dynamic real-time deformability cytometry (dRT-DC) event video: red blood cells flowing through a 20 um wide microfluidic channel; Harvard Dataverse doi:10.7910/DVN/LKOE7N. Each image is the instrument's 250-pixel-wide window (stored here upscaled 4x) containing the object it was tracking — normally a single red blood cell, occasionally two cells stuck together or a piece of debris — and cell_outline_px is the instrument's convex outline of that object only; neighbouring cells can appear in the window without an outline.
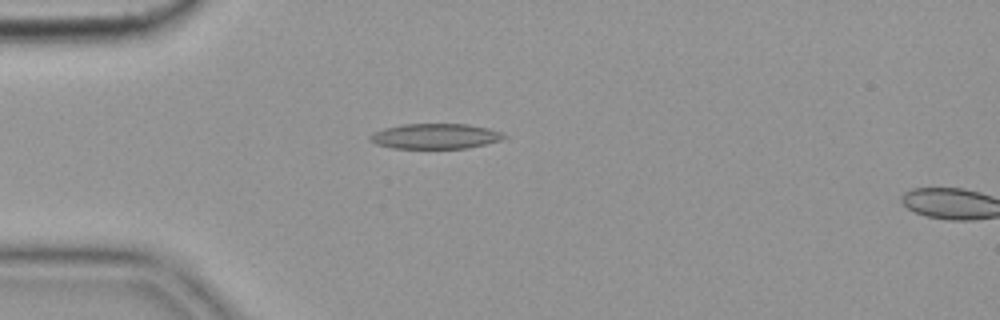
{"species": "common noctule bat (a hibernating species)", "species_latin": "Nyctalus noctula", "temperature_condition": "cold", "stored_images_in_passage": 17, "camera_frame_rate_fps": 3000, "um_per_image_px": 0.085, "animal": {"sex": "female", "body_mass_g": 19.9}, "frame": {"image": 1, "passage_image": 15, "time_ms": 4.667, "image_size_px": [1000, 320], "cell_outline_px": [[508, 136], [500, 140], [468, 148], [392, 148], [376, 144], [368, 140], [368, 136], [372, 132], [384, 128], [404, 124], [468, 124], [488, 128], [500, 132]], "centroid_in_image_um": [36.95, 11.57], "position_along_channel_um": 48.1, "area_um2": 19.71}}